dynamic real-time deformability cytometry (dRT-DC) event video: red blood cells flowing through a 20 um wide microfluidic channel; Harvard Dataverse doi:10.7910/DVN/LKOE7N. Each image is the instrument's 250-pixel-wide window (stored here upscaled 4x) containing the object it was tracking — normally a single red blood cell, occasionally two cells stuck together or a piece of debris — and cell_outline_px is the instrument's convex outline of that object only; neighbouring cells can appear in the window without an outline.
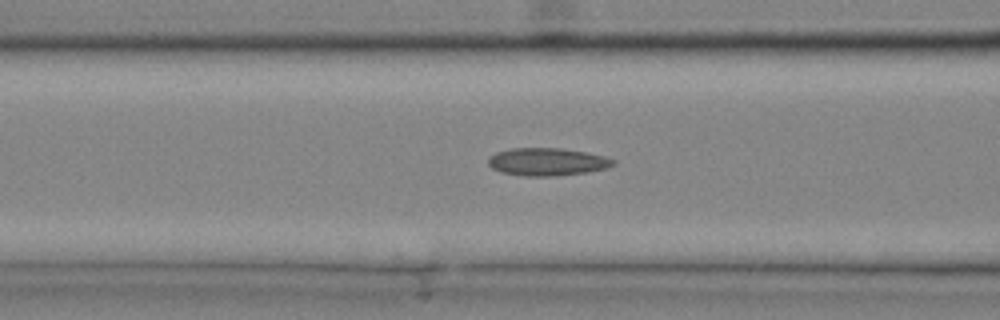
{"species": "common noctule bat (a hibernating species)", "species_latin": "Nyctalus noctula", "temperature_condition": "cold", "stored_images_in_passage": 27, "camera_frame_rate_fps": 3000, "um_per_image_px": 0.085, "animal": {"sex": "male", "body_mass_g": 20.4}, "frame": {"image": 1, "passage_image": 8, "time_ms": 2.333, "image_size_px": [1000, 320], "cell_outline_px": [[616, 164], [608, 168], [588, 172], [556, 176], [524, 176], [500, 172], [492, 168], [488, 164], [488, 156], [496, 152], [512, 148], [560, 148], [588, 152], [604, 156], [616, 160]], "centroid_in_image_um": [46.53, 13.75], "position_along_channel_um": 120.1, "area_um2": 20.46}}
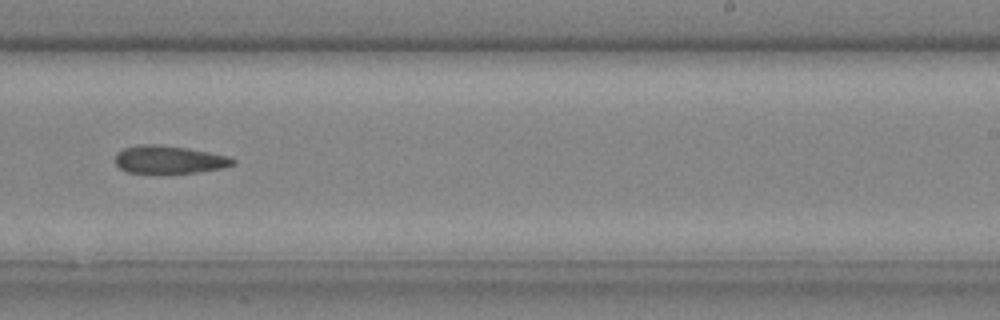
{"frame": {"image": 2, "passage_image": 16, "time_ms": 5.0, "image_size_px": [1000, 320], "cell_outline_px": [[236, 164], [220, 168], [196, 172], [128, 172], [120, 168], [116, 164], [116, 152], [124, 148], [140, 144], [160, 144], [188, 148], [228, 156], [236, 160]], "centroid_in_image_um": [14.37, 13.54], "position_along_channel_um": 274.6, "area_um2": 18.84}}